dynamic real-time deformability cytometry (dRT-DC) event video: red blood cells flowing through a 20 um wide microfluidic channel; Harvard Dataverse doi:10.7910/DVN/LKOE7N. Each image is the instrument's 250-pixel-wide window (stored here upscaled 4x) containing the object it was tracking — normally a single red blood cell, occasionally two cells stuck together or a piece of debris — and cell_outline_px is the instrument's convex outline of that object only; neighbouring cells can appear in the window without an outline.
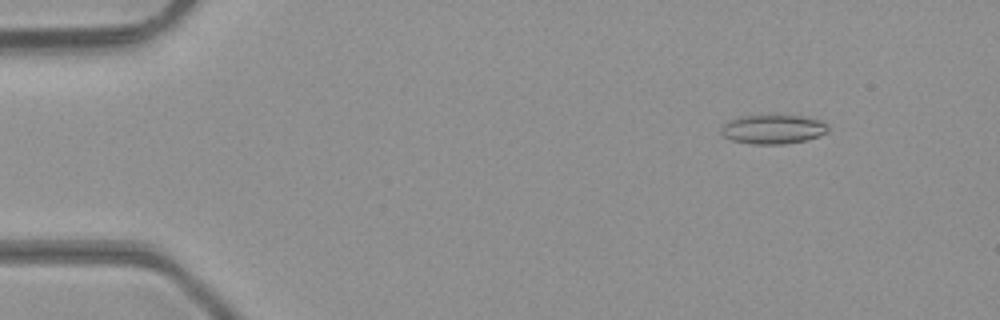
{"species": "common noctule bat (a hibernating species)", "species_latin": "Nyctalus noctula", "temperature_condition": "room temperature", "stored_images_in_passage": 48, "camera_frame_rate_fps": 3000, "um_per_image_px": 0.085, "animal": {"sex": "male", "body_mass_g": 23.1, "forearm_length_mm": 52.7}, "frame": {"image": 1, "passage_image": 6, "time_ms": 1.667, "image_size_px": [1000, 320], "cell_outline_px": [[828, 132], [804, 140], [784, 144], [752, 144], [732, 140], [724, 136], [720, 132], [720, 128], [728, 120], [740, 116], [804, 116], [820, 120], [828, 128]], "centroid_in_image_um": [65.65, 10.99], "position_along_channel_um": 19.3, "area_um2": 17.92}}
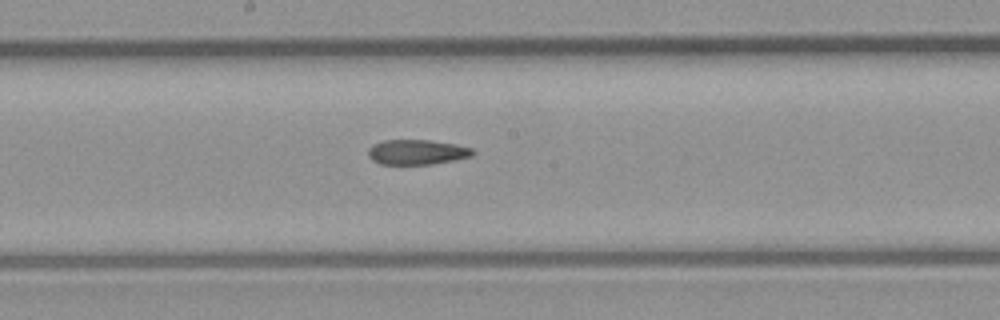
{"frame": {"image": 2, "passage_image": 26, "time_ms": 8.333, "image_size_px": [1000, 320], "cell_outline_px": [[476, 152], [472, 156], [432, 164], [380, 164], [372, 160], [368, 156], [368, 148], [372, 144], [384, 140], [432, 140], [456, 144], [472, 148]], "centroid_in_image_um": [35.43, 12.92], "position_along_channel_um": 212.8, "area_um2": 15.32}}
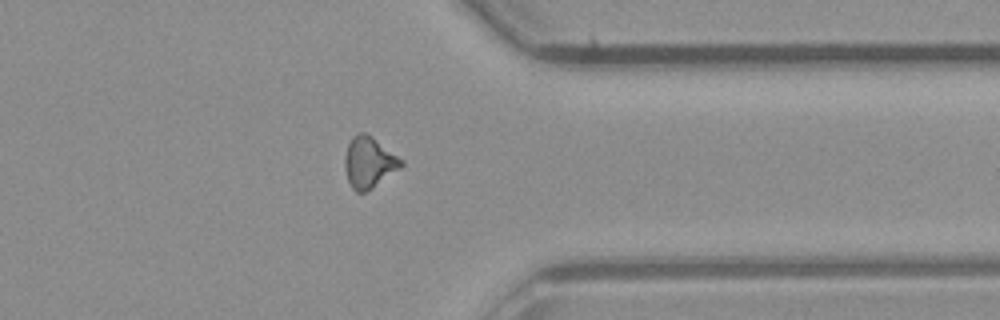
{"frame": {"image": 3, "passage_image": 38, "time_ms": 12.333, "image_size_px": [1000, 320], "cell_outline_px": [[404, 164], [400, 168], [372, 188], [364, 192], [356, 192], [352, 188], [348, 180], [344, 168], [344, 156], [348, 144], [352, 136], [356, 132], [364, 132], [372, 136], [404, 160]], "centroid_in_image_um": [31.35, 13.78], "position_along_channel_um": 380.0, "area_um2": 16.88}, "authors_computed_cell_mechanics": {"area_um2": 16.2418, "velocity_mm_per_s": 4.36, "shape_relaxation_time_tau1_ms": null, "shape_relaxation_time_tau2_ms": 10.0682, "deformation_change_tau1": null, "deformation_change_tau2": 0.2331}}